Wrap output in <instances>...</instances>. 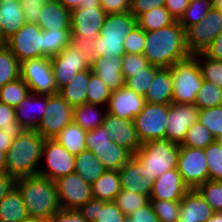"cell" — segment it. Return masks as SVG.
I'll return each mask as SVG.
<instances>
[{"label": "cell", "mask_w": 222, "mask_h": 222, "mask_svg": "<svg viewBox=\"0 0 222 222\" xmlns=\"http://www.w3.org/2000/svg\"><path fill=\"white\" fill-rule=\"evenodd\" d=\"M143 55L150 64L159 67H171L190 57L185 43V29L178 20L169 26L145 32Z\"/></svg>", "instance_id": "obj_1"}, {"label": "cell", "mask_w": 222, "mask_h": 222, "mask_svg": "<svg viewBox=\"0 0 222 222\" xmlns=\"http://www.w3.org/2000/svg\"><path fill=\"white\" fill-rule=\"evenodd\" d=\"M30 220H49L59 209L56 183L49 178L32 175L15 180Z\"/></svg>", "instance_id": "obj_2"}, {"label": "cell", "mask_w": 222, "mask_h": 222, "mask_svg": "<svg viewBox=\"0 0 222 222\" xmlns=\"http://www.w3.org/2000/svg\"><path fill=\"white\" fill-rule=\"evenodd\" d=\"M44 138L36 130H25L6 153V172L15 180L38 175Z\"/></svg>", "instance_id": "obj_3"}, {"label": "cell", "mask_w": 222, "mask_h": 222, "mask_svg": "<svg viewBox=\"0 0 222 222\" xmlns=\"http://www.w3.org/2000/svg\"><path fill=\"white\" fill-rule=\"evenodd\" d=\"M137 26V18L131 13L106 14L103 27L96 38L97 56L123 57V42Z\"/></svg>", "instance_id": "obj_4"}, {"label": "cell", "mask_w": 222, "mask_h": 222, "mask_svg": "<svg viewBox=\"0 0 222 222\" xmlns=\"http://www.w3.org/2000/svg\"><path fill=\"white\" fill-rule=\"evenodd\" d=\"M180 146L167 139L147 141L141 144L134 156L158 178L168 170L177 169Z\"/></svg>", "instance_id": "obj_5"}, {"label": "cell", "mask_w": 222, "mask_h": 222, "mask_svg": "<svg viewBox=\"0 0 222 222\" xmlns=\"http://www.w3.org/2000/svg\"><path fill=\"white\" fill-rule=\"evenodd\" d=\"M171 68L174 104H195V98L203 83L197 58L191 55L176 62Z\"/></svg>", "instance_id": "obj_6"}, {"label": "cell", "mask_w": 222, "mask_h": 222, "mask_svg": "<svg viewBox=\"0 0 222 222\" xmlns=\"http://www.w3.org/2000/svg\"><path fill=\"white\" fill-rule=\"evenodd\" d=\"M20 78L33 94L45 96L58 94L51 60L48 57L33 58L20 63Z\"/></svg>", "instance_id": "obj_7"}, {"label": "cell", "mask_w": 222, "mask_h": 222, "mask_svg": "<svg viewBox=\"0 0 222 222\" xmlns=\"http://www.w3.org/2000/svg\"><path fill=\"white\" fill-rule=\"evenodd\" d=\"M168 112V104L146 102L141 113L134 118L136 133L141 144L166 139Z\"/></svg>", "instance_id": "obj_8"}, {"label": "cell", "mask_w": 222, "mask_h": 222, "mask_svg": "<svg viewBox=\"0 0 222 222\" xmlns=\"http://www.w3.org/2000/svg\"><path fill=\"white\" fill-rule=\"evenodd\" d=\"M222 31V12L213 6L197 24L185 29V43L191 55L201 53Z\"/></svg>", "instance_id": "obj_9"}, {"label": "cell", "mask_w": 222, "mask_h": 222, "mask_svg": "<svg viewBox=\"0 0 222 222\" xmlns=\"http://www.w3.org/2000/svg\"><path fill=\"white\" fill-rule=\"evenodd\" d=\"M46 168H39L38 175L54 182L75 172V156L64 148L56 139H45L42 147L41 161Z\"/></svg>", "instance_id": "obj_10"}, {"label": "cell", "mask_w": 222, "mask_h": 222, "mask_svg": "<svg viewBox=\"0 0 222 222\" xmlns=\"http://www.w3.org/2000/svg\"><path fill=\"white\" fill-rule=\"evenodd\" d=\"M20 63L43 57V30L36 23H25L5 41Z\"/></svg>", "instance_id": "obj_11"}, {"label": "cell", "mask_w": 222, "mask_h": 222, "mask_svg": "<svg viewBox=\"0 0 222 222\" xmlns=\"http://www.w3.org/2000/svg\"><path fill=\"white\" fill-rule=\"evenodd\" d=\"M72 121L73 107L58 94L48 96L44 117L36 131L44 139H54Z\"/></svg>", "instance_id": "obj_12"}, {"label": "cell", "mask_w": 222, "mask_h": 222, "mask_svg": "<svg viewBox=\"0 0 222 222\" xmlns=\"http://www.w3.org/2000/svg\"><path fill=\"white\" fill-rule=\"evenodd\" d=\"M177 169L190 189H196L209 180L204 149L180 146Z\"/></svg>", "instance_id": "obj_13"}, {"label": "cell", "mask_w": 222, "mask_h": 222, "mask_svg": "<svg viewBox=\"0 0 222 222\" xmlns=\"http://www.w3.org/2000/svg\"><path fill=\"white\" fill-rule=\"evenodd\" d=\"M50 60L58 91L66 86L76 73L91 69L90 62L79 53V49L72 43Z\"/></svg>", "instance_id": "obj_14"}, {"label": "cell", "mask_w": 222, "mask_h": 222, "mask_svg": "<svg viewBox=\"0 0 222 222\" xmlns=\"http://www.w3.org/2000/svg\"><path fill=\"white\" fill-rule=\"evenodd\" d=\"M60 209H80L92 197V186L77 173H71L55 181Z\"/></svg>", "instance_id": "obj_15"}, {"label": "cell", "mask_w": 222, "mask_h": 222, "mask_svg": "<svg viewBox=\"0 0 222 222\" xmlns=\"http://www.w3.org/2000/svg\"><path fill=\"white\" fill-rule=\"evenodd\" d=\"M198 112L195 104H169L166 139L181 144L188 129L197 121Z\"/></svg>", "instance_id": "obj_16"}, {"label": "cell", "mask_w": 222, "mask_h": 222, "mask_svg": "<svg viewBox=\"0 0 222 222\" xmlns=\"http://www.w3.org/2000/svg\"><path fill=\"white\" fill-rule=\"evenodd\" d=\"M145 104L144 96L123 86L111 91L106 111L120 119L134 121V118L141 113Z\"/></svg>", "instance_id": "obj_17"}, {"label": "cell", "mask_w": 222, "mask_h": 222, "mask_svg": "<svg viewBox=\"0 0 222 222\" xmlns=\"http://www.w3.org/2000/svg\"><path fill=\"white\" fill-rule=\"evenodd\" d=\"M122 189L150 197L155 177L133 155L119 170Z\"/></svg>", "instance_id": "obj_18"}, {"label": "cell", "mask_w": 222, "mask_h": 222, "mask_svg": "<svg viewBox=\"0 0 222 222\" xmlns=\"http://www.w3.org/2000/svg\"><path fill=\"white\" fill-rule=\"evenodd\" d=\"M106 12L102 7H78L71 11V35L83 39L97 38L103 27Z\"/></svg>", "instance_id": "obj_19"}, {"label": "cell", "mask_w": 222, "mask_h": 222, "mask_svg": "<svg viewBox=\"0 0 222 222\" xmlns=\"http://www.w3.org/2000/svg\"><path fill=\"white\" fill-rule=\"evenodd\" d=\"M102 126L106 130L107 137L118 145L129 150L133 155L141 147L134 121L123 120L109 113L105 114Z\"/></svg>", "instance_id": "obj_20"}, {"label": "cell", "mask_w": 222, "mask_h": 222, "mask_svg": "<svg viewBox=\"0 0 222 222\" xmlns=\"http://www.w3.org/2000/svg\"><path fill=\"white\" fill-rule=\"evenodd\" d=\"M189 189L178 169H171L155 179L149 199L181 201Z\"/></svg>", "instance_id": "obj_21"}, {"label": "cell", "mask_w": 222, "mask_h": 222, "mask_svg": "<svg viewBox=\"0 0 222 222\" xmlns=\"http://www.w3.org/2000/svg\"><path fill=\"white\" fill-rule=\"evenodd\" d=\"M47 103L48 96L30 92L15 108L16 121L25 130H36L44 117Z\"/></svg>", "instance_id": "obj_22"}, {"label": "cell", "mask_w": 222, "mask_h": 222, "mask_svg": "<svg viewBox=\"0 0 222 222\" xmlns=\"http://www.w3.org/2000/svg\"><path fill=\"white\" fill-rule=\"evenodd\" d=\"M214 213L197 189H189L180 201L178 222H206Z\"/></svg>", "instance_id": "obj_23"}, {"label": "cell", "mask_w": 222, "mask_h": 222, "mask_svg": "<svg viewBox=\"0 0 222 222\" xmlns=\"http://www.w3.org/2000/svg\"><path fill=\"white\" fill-rule=\"evenodd\" d=\"M91 71L98 75L104 84L111 90H117L124 86L122 74V57L97 56L91 63Z\"/></svg>", "instance_id": "obj_24"}, {"label": "cell", "mask_w": 222, "mask_h": 222, "mask_svg": "<svg viewBox=\"0 0 222 222\" xmlns=\"http://www.w3.org/2000/svg\"><path fill=\"white\" fill-rule=\"evenodd\" d=\"M88 222H126L127 216L117 204L91 198L78 209Z\"/></svg>", "instance_id": "obj_25"}, {"label": "cell", "mask_w": 222, "mask_h": 222, "mask_svg": "<svg viewBox=\"0 0 222 222\" xmlns=\"http://www.w3.org/2000/svg\"><path fill=\"white\" fill-rule=\"evenodd\" d=\"M37 24L42 30L71 29V11L58 0H48L42 5Z\"/></svg>", "instance_id": "obj_26"}, {"label": "cell", "mask_w": 222, "mask_h": 222, "mask_svg": "<svg viewBox=\"0 0 222 222\" xmlns=\"http://www.w3.org/2000/svg\"><path fill=\"white\" fill-rule=\"evenodd\" d=\"M26 23L20 2L0 0V37L5 42Z\"/></svg>", "instance_id": "obj_27"}, {"label": "cell", "mask_w": 222, "mask_h": 222, "mask_svg": "<svg viewBox=\"0 0 222 222\" xmlns=\"http://www.w3.org/2000/svg\"><path fill=\"white\" fill-rule=\"evenodd\" d=\"M144 98L148 103L168 105L173 103V84L170 67H161L156 72Z\"/></svg>", "instance_id": "obj_28"}, {"label": "cell", "mask_w": 222, "mask_h": 222, "mask_svg": "<svg viewBox=\"0 0 222 222\" xmlns=\"http://www.w3.org/2000/svg\"><path fill=\"white\" fill-rule=\"evenodd\" d=\"M29 220L22 196L14 186L0 200V222H26Z\"/></svg>", "instance_id": "obj_29"}, {"label": "cell", "mask_w": 222, "mask_h": 222, "mask_svg": "<svg viewBox=\"0 0 222 222\" xmlns=\"http://www.w3.org/2000/svg\"><path fill=\"white\" fill-rule=\"evenodd\" d=\"M92 152L107 170L119 171L123 165L133 156L126 148L118 145L114 141L103 147H94Z\"/></svg>", "instance_id": "obj_30"}, {"label": "cell", "mask_w": 222, "mask_h": 222, "mask_svg": "<svg viewBox=\"0 0 222 222\" xmlns=\"http://www.w3.org/2000/svg\"><path fill=\"white\" fill-rule=\"evenodd\" d=\"M89 76L90 69L76 73L72 80L58 91V95L72 107L87 103Z\"/></svg>", "instance_id": "obj_31"}, {"label": "cell", "mask_w": 222, "mask_h": 222, "mask_svg": "<svg viewBox=\"0 0 222 222\" xmlns=\"http://www.w3.org/2000/svg\"><path fill=\"white\" fill-rule=\"evenodd\" d=\"M106 170L92 151L83 150L75 156V173L90 185L95 183Z\"/></svg>", "instance_id": "obj_32"}, {"label": "cell", "mask_w": 222, "mask_h": 222, "mask_svg": "<svg viewBox=\"0 0 222 222\" xmlns=\"http://www.w3.org/2000/svg\"><path fill=\"white\" fill-rule=\"evenodd\" d=\"M92 197L105 202H113L122 189L119 171L106 170L92 185Z\"/></svg>", "instance_id": "obj_33"}, {"label": "cell", "mask_w": 222, "mask_h": 222, "mask_svg": "<svg viewBox=\"0 0 222 222\" xmlns=\"http://www.w3.org/2000/svg\"><path fill=\"white\" fill-rule=\"evenodd\" d=\"M106 113L103 106L83 103L73 107V122L86 131L94 130L102 125Z\"/></svg>", "instance_id": "obj_34"}, {"label": "cell", "mask_w": 222, "mask_h": 222, "mask_svg": "<svg viewBox=\"0 0 222 222\" xmlns=\"http://www.w3.org/2000/svg\"><path fill=\"white\" fill-rule=\"evenodd\" d=\"M86 130L73 121L67 125L54 139L74 156L86 150L85 134Z\"/></svg>", "instance_id": "obj_35"}, {"label": "cell", "mask_w": 222, "mask_h": 222, "mask_svg": "<svg viewBox=\"0 0 222 222\" xmlns=\"http://www.w3.org/2000/svg\"><path fill=\"white\" fill-rule=\"evenodd\" d=\"M176 19L165 6L153 8L137 18V25L145 32L158 30L173 24Z\"/></svg>", "instance_id": "obj_36"}, {"label": "cell", "mask_w": 222, "mask_h": 222, "mask_svg": "<svg viewBox=\"0 0 222 222\" xmlns=\"http://www.w3.org/2000/svg\"><path fill=\"white\" fill-rule=\"evenodd\" d=\"M71 29L43 30V57L58 55L71 43Z\"/></svg>", "instance_id": "obj_37"}, {"label": "cell", "mask_w": 222, "mask_h": 222, "mask_svg": "<svg viewBox=\"0 0 222 222\" xmlns=\"http://www.w3.org/2000/svg\"><path fill=\"white\" fill-rule=\"evenodd\" d=\"M20 78V62L4 44L0 48V88Z\"/></svg>", "instance_id": "obj_38"}, {"label": "cell", "mask_w": 222, "mask_h": 222, "mask_svg": "<svg viewBox=\"0 0 222 222\" xmlns=\"http://www.w3.org/2000/svg\"><path fill=\"white\" fill-rule=\"evenodd\" d=\"M161 67L150 64L148 67L141 69L136 73H133L131 77H128L124 81V86L131 89L141 96H145L151 86L156 72Z\"/></svg>", "instance_id": "obj_39"}, {"label": "cell", "mask_w": 222, "mask_h": 222, "mask_svg": "<svg viewBox=\"0 0 222 222\" xmlns=\"http://www.w3.org/2000/svg\"><path fill=\"white\" fill-rule=\"evenodd\" d=\"M215 141L216 139L214 138L211 131L208 130L203 124L196 121L188 129L186 136L180 145L191 148L205 149Z\"/></svg>", "instance_id": "obj_40"}, {"label": "cell", "mask_w": 222, "mask_h": 222, "mask_svg": "<svg viewBox=\"0 0 222 222\" xmlns=\"http://www.w3.org/2000/svg\"><path fill=\"white\" fill-rule=\"evenodd\" d=\"M29 93V87L19 78L0 88V102L15 109Z\"/></svg>", "instance_id": "obj_41"}, {"label": "cell", "mask_w": 222, "mask_h": 222, "mask_svg": "<svg viewBox=\"0 0 222 222\" xmlns=\"http://www.w3.org/2000/svg\"><path fill=\"white\" fill-rule=\"evenodd\" d=\"M212 7L213 3L209 0H190L188 7L178 22L186 29L191 25L199 23Z\"/></svg>", "instance_id": "obj_42"}, {"label": "cell", "mask_w": 222, "mask_h": 222, "mask_svg": "<svg viewBox=\"0 0 222 222\" xmlns=\"http://www.w3.org/2000/svg\"><path fill=\"white\" fill-rule=\"evenodd\" d=\"M222 89L209 81H203L195 98V105L201 109L221 106Z\"/></svg>", "instance_id": "obj_43"}, {"label": "cell", "mask_w": 222, "mask_h": 222, "mask_svg": "<svg viewBox=\"0 0 222 222\" xmlns=\"http://www.w3.org/2000/svg\"><path fill=\"white\" fill-rule=\"evenodd\" d=\"M111 90L104 84V82L93 73L90 69V76L87 89V103L100 105L106 108Z\"/></svg>", "instance_id": "obj_44"}, {"label": "cell", "mask_w": 222, "mask_h": 222, "mask_svg": "<svg viewBox=\"0 0 222 222\" xmlns=\"http://www.w3.org/2000/svg\"><path fill=\"white\" fill-rule=\"evenodd\" d=\"M209 179L222 181V143L216 140L204 149Z\"/></svg>", "instance_id": "obj_45"}, {"label": "cell", "mask_w": 222, "mask_h": 222, "mask_svg": "<svg viewBox=\"0 0 222 222\" xmlns=\"http://www.w3.org/2000/svg\"><path fill=\"white\" fill-rule=\"evenodd\" d=\"M194 56L200 66L203 80L212 82L222 89V61L208 58L202 52Z\"/></svg>", "instance_id": "obj_46"}, {"label": "cell", "mask_w": 222, "mask_h": 222, "mask_svg": "<svg viewBox=\"0 0 222 222\" xmlns=\"http://www.w3.org/2000/svg\"><path fill=\"white\" fill-rule=\"evenodd\" d=\"M198 122L211 131L216 140L222 137V106L201 109L198 112Z\"/></svg>", "instance_id": "obj_47"}, {"label": "cell", "mask_w": 222, "mask_h": 222, "mask_svg": "<svg viewBox=\"0 0 222 222\" xmlns=\"http://www.w3.org/2000/svg\"><path fill=\"white\" fill-rule=\"evenodd\" d=\"M149 201L147 196L121 189L114 202L122 213L128 217L131 213L146 205Z\"/></svg>", "instance_id": "obj_48"}, {"label": "cell", "mask_w": 222, "mask_h": 222, "mask_svg": "<svg viewBox=\"0 0 222 222\" xmlns=\"http://www.w3.org/2000/svg\"><path fill=\"white\" fill-rule=\"evenodd\" d=\"M0 129L4 134H9L13 140L25 131L16 121L15 109L3 102H0Z\"/></svg>", "instance_id": "obj_49"}, {"label": "cell", "mask_w": 222, "mask_h": 222, "mask_svg": "<svg viewBox=\"0 0 222 222\" xmlns=\"http://www.w3.org/2000/svg\"><path fill=\"white\" fill-rule=\"evenodd\" d=\"M214 212L222 213V181L207 180L196 188Z\"/></svg>", "instance_id": "obj_50"}, {"label": "cell", "mask_w": 222, "mask_h": 222, "mask_svg": "<svg viewBox=\"0 0 222 222\" xmlns=\"http://www.w3.org/2000/svg\"><path fill=\"white\" fill-rule=\"evenodd\" d=\"M159 222H178L180 201L149 199Z\"/></svg>", "instance_id": "obj_51"}, {"label": "cell", "mask_w": 222, "mask_h": 222, "mask_svg": "<svg viewBox=\"0 0 222 222\" xmlns=\"http://www.w3.org/2000/svg\"><path fill=\"white\" fill-rule=\"evenodd\" d=\"M150 65L143 54H124L122 57V74L124 80L131 77L133 73L141 71Z\"/></svg>", "instance_id": "obj_52"}, {"label": "cell", "mask_w": 222, "mask_h": 222, "mask_svg": "<svg viewBox=\"0 0 222 222\" xmlns=\"http://www.w3.org/2000/svg\"><path fill=\"white\" fill-rule=\"evenodd\" d=\"M145 31L138 25L126 36L123 42L126 54H143Z\"/></svg>", "instance_id": "obj_53"}, {"label": "cell", "mask_w": 222, "mask_h": 222, "mask_svg": "<svg viewBox=\"0 0 222 222\" xmlns=\"http://www.w3.org/2000/svg\"><path fill=\"white\" fill-rule=\"evenodd\" d=\"M71 37V43L79 49V53L91 64L97 57L96 38L83 39L79 35H71Z\"/></svg>", "instance_id": "obj_54"}, {"label": "cell", "mask_w": 222, "mask_h": 222, "mask_svg": "<svg viewBox=\"0 0 222 222\" xmlns=\"http://www.w3.org/2000/svg\"><path fill=\"white\" fill-rule=\"evenodd\" d=\"M106 130L101 125L85 134L86 150L92 151L94 147H103L109 144L110 139L106 136Z\"/></svg>", "instance_id": "obj_55"}, {"label": "cell", "mask_w": 222, "mask_h": 222, "mask_svg": "<svg viewBox=\"0 0 222 222\" xmlns=\"http://www.w3.org/2000/svg\"><path fill=\"white\" fill-rule=\"evenodd\" d=\"M126 222H159V219L154 212L151 202L149 201L146 205L131 213L127 217Z\"/></svg>", "instance_id": "obj_56"}, {"label": "cell", "mask_w": 222, "mask_h": 222, "mask_svg": "<svg viewBox=\"0 0 222 222\" xmlns=\"http://www.w3.org/2000/svg\"><path fill=\"white\" fill-rule=\"evenodd\" d=\"M166 0H131V13L138 18L142 13L165 5Z\"/></svg>", "instance_id": "obj_57"}, {"label": "cell", "mask_w": 222, "mask_h": 222, "mask_svg": "<svg viewBox=\"0 0 222 222\" xmlns=\"http://www.w3.org/2000/svg\"><path fill=\"white\" fill-rule=\"evenodd\" d=\"M50 222H88L79 210L59 209L50 219Z\"/></svg>", "instance_id": "obj_58"}, {"label": "cell", "mask_w": 222, "mask_h": 222, "mask_svg": "<svg viewBox=\"0 0 222 222\" xmlns=\"http://www.w3.org/2000/svg\"><path fill=\"white\" fill-rule=\"evenodd\" d=\"M106 14L128 13L131 11V0H100Z\"/></svg>", "instance_id": "obj_59"}, {"label": "cell", "mask_w": 222, "mask_h": 222, "mask_svg": "<svg viewBox=\"0 0 222 222\" xmlns=\"http://www.w3.org/2000/svg\"><path fill=\"white\" fill-rule=\"evenodd\" d=\"M202 53L208 58L222 61V31Z\"/></svg>", "instance_id": "obj_60"}, {"label": "cell", "mask_w": 222, "mask_h": 222, "mask_svg": "<svg viewBox=\"0 0 222 222\" xmlns=\"http://www.w3.org/2000/svg\"><path fill=\"white\" fill-rule=\"evenodd\" d=\"M189 3L190 0H166L164 6L176 20H179Z\"/></svg>", "instance_id": "obj_61"}, {"label": "cell", "mask_w": 222, "mask_h": 222, "mask_svg": "<svg viewBox=\"0 0 222 222\" xmlns=\"http://www.w3.org/2000/svg\"><path fill=\"white\" fill-rule=\"evenodd\" d=\"M43 4H21V7L24 12L25 21L27 23H38L39 22V16L41 12Z\"/></svg>", "instance_id": "obj_62"}, {"label": "cell", "mask_w": 222, "mask_h": 222, "mask_svg": "<svg viewBox=\"0 0 222 222\" xmlns=\"http://www.w3.org/2000/svg\"><path fill=\"white\" fill-rule=\"evenodd\" d=\"M15 186V179L6 171L0 172V200Z\"/></svg>", "instance_id": "obj_63"}, {"label": "cell", "mask_w": 222, "mask_h": 222, "mask_svg": "<svg viewBox=\"0 0 222 222\" xmlns=\"http://www.w3.org/2000/svg\"><path fill=\"white\" fill-rule=\"evenodd\" d=\"M13 139L9 134H4L3 131L0 129V151L4 152L5 154L9 150Z\"/></svg>", "instance_id": "obj_64"}, {"label": "cell", "mask_w": 222, "mask_h": 222, "mask_svg": "<svg viewBox=\"0 0 222 222\" xmlns=\"http://www.w3.org/2000/svg\"><path fill=\"white\" fill-rule=\"evenodd\" d=\"M67 10L73 11L77 9L80 2L83 0H58Z\"/></svg>", "instance_id": "obj_65"}, {"label": "cell", "mask_w": 222, "mask_h": 222, "mask_svg": "<svg viewBox=\"0 0 222 222\" xmlns=\"http://www.w3.org/2000/svg\"><path fill=\"white\" fill-rule=\"evenodd\" d=\"M78 7H101L100 0H83Z\"/></svg>", "instance_id": "obj_66"}, {"label": "cell", "mask_w": 222, "mask_h": 222, "mask_svg": "<svg viewBox=\"0 0 222 222\" xmlns=\"http://www.w3.org/2000/svg\"><path fill=\"white\" fill-rule=\"evenodd\" d=\"M6 154L0 151V172L6 171Z\"/></svg>", "instance_id": "obj_67"}, {"label": "cell", "mask_w": 222, "mask_h": 222, "mask_svg": "<svg viewBox=\"0 0 222 222\" xmlns=\"http://www.w3.org/2000/svg\"><path fill=\"white\" fill-rule=\"evenodd\" d=\"M206 222H222V213L215 212L214 215L208 219Z\"/></svg>", "instance_id": "obj_68"}, {"label": "cell", "mask_w": 222, "mask_h": 222, "mask_svg": "<svg viewBox=\"0 0 222 222\" xmlns=\"http://www.w3.org/2000/svg\"><path fill=\"white\" fill-rule=\"evenodd\" d=\"M48 0H22L21 4H45Z\"/></svg>", "instance_id": "obj_69"}, {"label": "cell", "mask_w": 222, "mask_h": 222, "mask_svg": "<svg viewBox=\"0 0 222 222\" xmlns=\"http://www.w3.org/2000/svg\"><path fill=\"white\" fill-rule=\"evenodd\" d=\"M213 6H215L219 11L222 12V0H217Z\"/></svg>", "instance_id": "obj_70"}, {"label": "cell", "mask_w": 222, "mask_h": 222, "mask_svg": "<svg viewBox=\"0 0 222 222\" xmlns=\"http://www.w3.org/2000/svg\"><path fill=\"white\" fill-rule=\"evenodd\" d=\"M5 44V42L0 37V48Z\"/></svg>", "instance_id": "obj_71"}, {"label": "cell", "mask_w": 222, "mask_h": 222, "mask_svg": "<svg viewBox=\"0 0 222 222\" xmlns=\"http://www.w3.org/2000/svg\"><path fill=\"white\" fill-rule=\"evenodd\" d=\"M33 222H50L49 220H40V221H33Z\"/></svg>", "instance_id": "obj_72"}, {"label": "cell", "mask_w": 222, "mask_h": 222, "mask_svg": "<svg viewBox=\"0 0 222 222\" xmlns=\"http://www.w3.org/2000/svg\"><path fill=\"white\" fill-rule=\"evenodd\" d=\"M12 1H14V2H20V3H21L22 0H12Z\"/></svg>", "instance_id": "obj_73"}, {"label": "cell", "mask_w": 222, "mask_h": 222, "mask_svg": "<svg viewBox=\"0 0 222 222\" xmlns=\"http://www.w3.org/2000/svg\"><path fill=\"white\" fill-rule=\"evenodd\" d=\"M209 1H211L214 4L217 0H209Z\"/></svg>", "instance_id": "obj_74"}]
</instances>
